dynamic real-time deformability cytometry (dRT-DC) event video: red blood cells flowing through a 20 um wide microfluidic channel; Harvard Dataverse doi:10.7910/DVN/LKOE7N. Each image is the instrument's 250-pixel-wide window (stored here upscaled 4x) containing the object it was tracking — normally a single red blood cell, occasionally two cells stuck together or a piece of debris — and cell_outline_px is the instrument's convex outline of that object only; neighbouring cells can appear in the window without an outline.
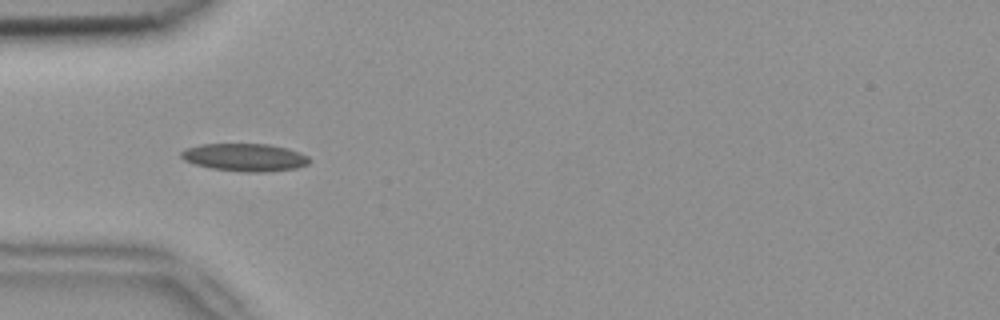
{"species": "common noctule bat (a hibernating species)", "species_latin": "Nyctalus noctula", "temperature_condition": "room temperature", "stored_images_in_passage": 6, "camera_frame_rate_fps": 3000, "um_per_image_px": 0.085, "animal": {"sex": "female", "body_mass_g": 18.4}, "frame": {"image": 1, "passage_image": 4, "time_ms": 1.0, "image_size_px": [1000, 320], "cell_outline_px": [[312, 160], [308, 164], [296, 168], [264, 172], [244, 172], [208, 168], [184, 160], [180, 156], [180, 152], [184, 148], [200, 144], [268, 144], [288, 148], [308, 156]], "centroid_in_image_um": [20.79, 13.37], "position_along_channel_um": 64.2, "area_um2": 20.87}}